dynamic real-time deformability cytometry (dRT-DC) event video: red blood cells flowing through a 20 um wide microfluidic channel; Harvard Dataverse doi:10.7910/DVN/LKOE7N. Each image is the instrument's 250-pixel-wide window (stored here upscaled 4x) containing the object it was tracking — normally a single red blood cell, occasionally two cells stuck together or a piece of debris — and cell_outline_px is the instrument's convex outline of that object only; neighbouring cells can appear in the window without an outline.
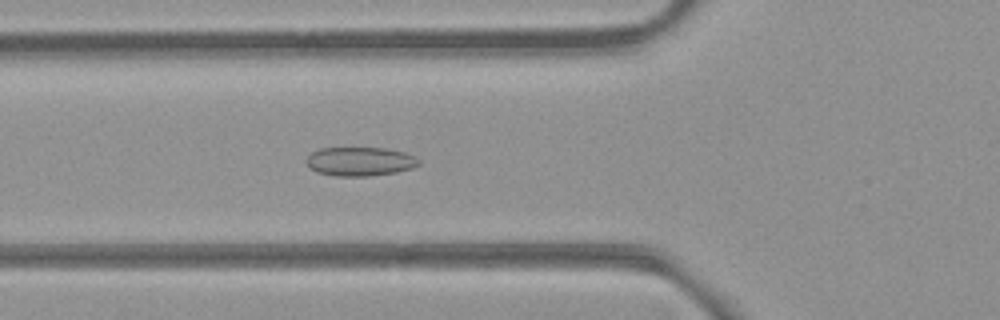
{"species": "common noctule bat (a hibernating species)", "species_latin": "Nyctalus noctula", "temperature_condition": "room temperature", "stored_images_in_passage": 54, "camera_frame_rate_fps": 3000, "um_per_image_px": 0.085, "animal": {"sex": "female", "body_mass_g": 21.9}, "frame": {"image": 1, "passage_image": 20, "time_ms": 6.333, "image_size_px": [1000, 320], "cell_outline_px": [[420, 164], [412, 168], [396, 172], [368, 176], [332, 176], [316, 172], [304, 160], [312, 152], [320, 148], [388, 148], [404, 152], [416, 156], [420, 160]], "centroid_in_image_um": [30.61, 13.72], "position_along_channel_um": 95.2, "area_um2": 19.07}}
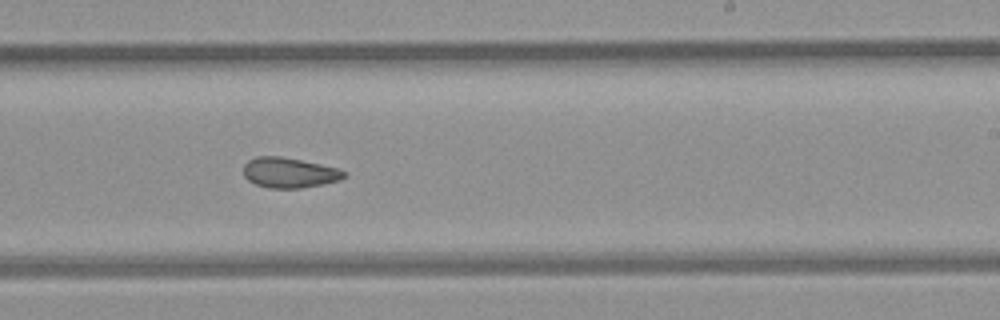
{"frame": {"image": 2, "passage_image": 33, "time_ms": 10.667, "image_size_px": [1000, 320], "cell_outline_px": [[348, 176], [340, 180], [324, 184], [300, 188], [268, 188], [256, 184], [248, 180], [244, 176], [244, 164], [248, 160], [256, 156], [280, 156], [320, 164], [336, 168], [348, 172]], "centroid_in_image_um": [24.6, 14.68], "position_along_channel_um": 264.4, "area_um2": 17.8}}
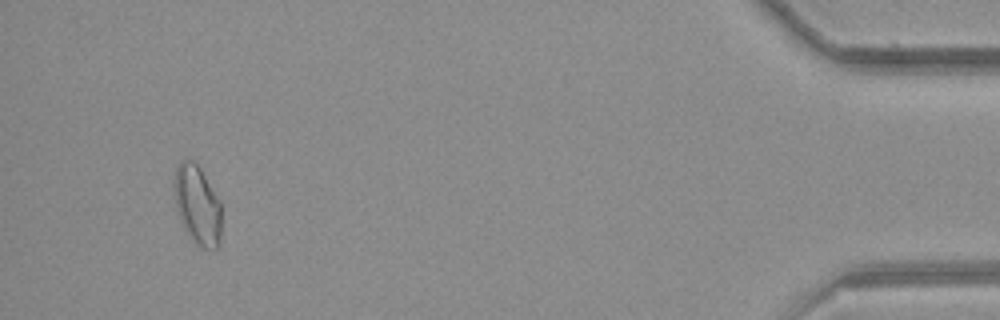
{"frame": {"image": 3, "passage_image": 51, "time_ms": 16.667, "image_size_px": [1000, 320], "cell_outline_px": [[220, 236], [216, 248], [204, 248], [196, 244], [188, 236], [180, 220], [176, 208], [172, 188], [176, 168], [180, 160], [192, 160], [200, 168], [220, 200]], "centroid_in_image_um": [16.74, 17.4], "position_along_channel_um": 418.5, "area_um2": 21.85}, "authors_computed_cell_mechanics": {"area_um2": 19.1607, "velocity_mm_per_s": 3.8977, "shape_relaxation_time_tau1_ms": null, "shape_relaxation_time_tau2_ms": 3.5833, "deformation_change_tau1": null, "deformation_change_tau2": 0.085}}